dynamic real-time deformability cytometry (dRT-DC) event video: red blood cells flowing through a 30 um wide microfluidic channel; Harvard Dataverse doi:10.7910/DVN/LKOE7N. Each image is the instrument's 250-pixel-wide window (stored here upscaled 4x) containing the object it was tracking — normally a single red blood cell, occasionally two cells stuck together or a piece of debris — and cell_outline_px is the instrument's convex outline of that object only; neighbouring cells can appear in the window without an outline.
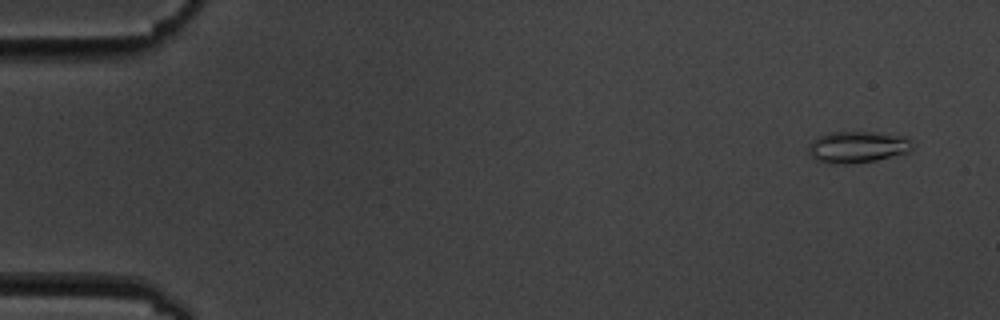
{"species": "common noctule bat (a hibernating species)", "species_latin": "Nyctalus noctula", "temperature_condition": "cold", "stored_images_in_passage": 5, "camera_frame_rate_fps": 3000, "um_per_image_px": 0.085, "animal": {"sex": "male", "body_mass_g": 19.5, "forearm_length_mm": 54.6}, "frame": {"image": 1, "passage_image": 1, "time_ms": 0.0, "image_size_px": [1000, 320], "cell_outline_px": [[916, 144], [908, 152], [876, 160], [852, 164], [828, 164], [816, 160], [812, 156], [808, 148], [808, 144], [816, 136], [832, 132], [876, 132], [908, 136]], "centroid_in_image_um": [72.91, 12.49], "position_along_channel_um": 12.1, "area_um2": 19.54}}
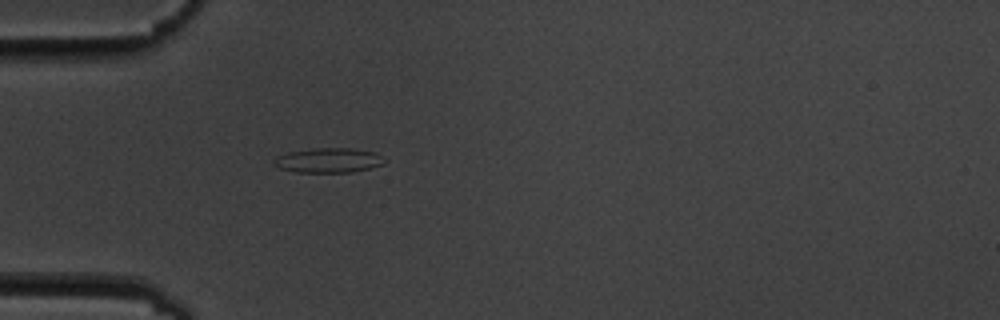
{"frame": {"image": 2, "passage_image": 5, "time_ms": 4.667, "image_size_px": [1000, 320], "cell_outline_px": [[388, 160], [384, 164], [352, 172], [296, 172], [280, 168], [272, 164], [272, 160], [276, 156], [288, 152], [312, 148], [352, 148], [376, 152]], "centroid_in_image_um": [27.93, 13.62], "position_along_channel_um": 57.1, "area_um2": 16.13}}